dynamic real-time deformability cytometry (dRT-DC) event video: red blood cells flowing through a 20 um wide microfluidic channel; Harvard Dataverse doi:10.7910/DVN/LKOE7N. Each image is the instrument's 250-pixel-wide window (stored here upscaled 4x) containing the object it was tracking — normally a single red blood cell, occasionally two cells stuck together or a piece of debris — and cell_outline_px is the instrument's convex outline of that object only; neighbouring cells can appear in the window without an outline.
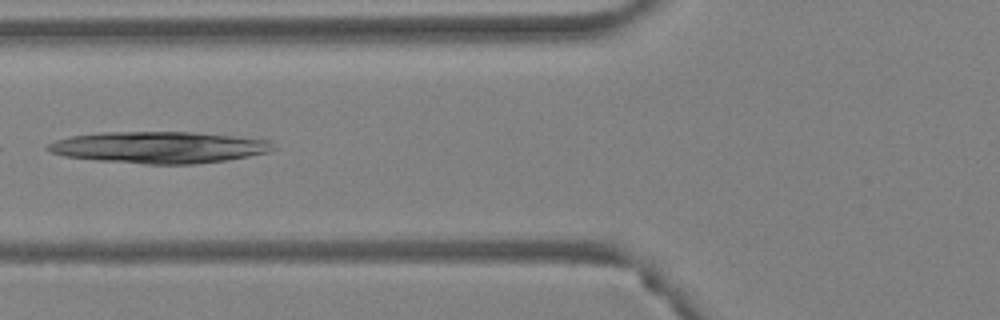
{"species": "Egyptian fruit bat (a non-hibernating species)", "species_latin": "Rousettus aegyptiacus", "temperature_condition": "warm", "stored_images_in_passage": 9, "camera_frame_rate_fps": 3000, "um_per_image_px": 0.085, "animal": {"sex": "female"}, "frame": {"image": 1, "passage_image": 4, "time_ms": 1.0, "image_size_px": [1000, 320], "cell_outline_px": [[276, 148], [268, 152], [248, 156], [224, 160], [196, 164], [144, 164], [96, 160], [64, 156], [52, 152], [44, 148], [48, 144], [56, 140], [72, 136], [100, 132], [196, 132], [236, 136], [272, 140]], "centroid_in_image_um": [13.54, 12.52], "position_along_channel_um": 112.3, "area_um2": 41.62}}
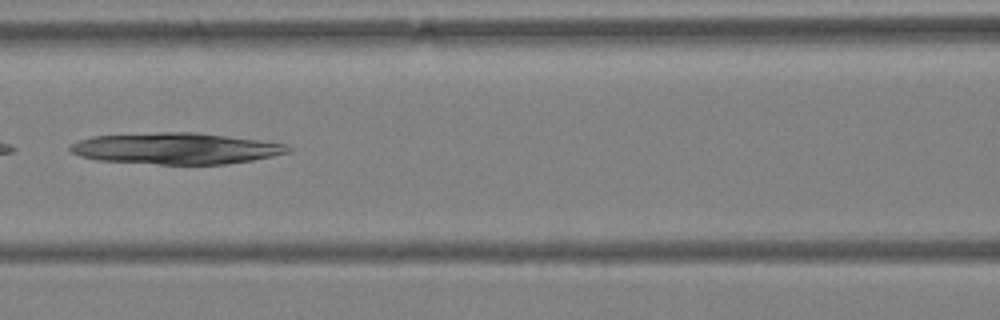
{"frame": {"image": 2, "passage_image": 7, "time_ms": 2.0, "image_size_px": [1000, 320], "cell_outline_px": [[292, 148], [288, 152], [272, 156], [252, 160], [224, 164], [160, 164], [96, 160], [80, 156], [72, 152], [68, 148], [68, 144], [92, 136], [156, 132], [196, 132], [256, 140], [284, 144]], "centroid_in_image_um": [14.88, 12.62], "position_along_channel_um": 151.7, "area_um2": 39.48}}